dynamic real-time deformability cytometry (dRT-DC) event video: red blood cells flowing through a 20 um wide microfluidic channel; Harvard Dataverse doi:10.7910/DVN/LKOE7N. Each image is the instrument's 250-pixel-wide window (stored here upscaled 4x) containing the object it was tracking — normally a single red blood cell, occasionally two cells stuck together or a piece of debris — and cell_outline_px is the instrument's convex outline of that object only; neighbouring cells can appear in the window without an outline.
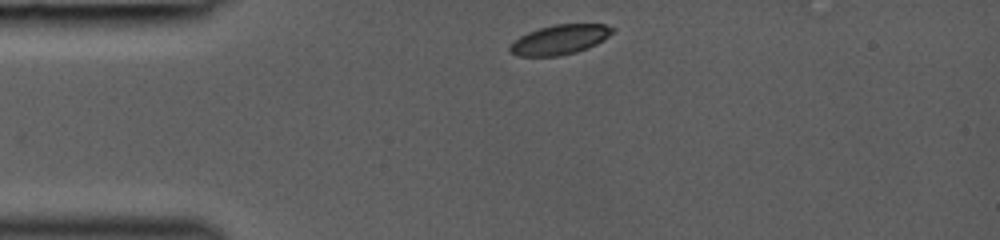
{"species": "common noctule bat (a hibernating species)", "species_latin": "Nyctalus noctula", "temperature_condition": "room temperature", "stored_images_in_passage": 31, "camera_frame_rate_fps": 3000, "um_per_image_px": 0.085, "animal": {"sex": "female", "body_mass_g": 19.0, "forearm_length_mm": 53.3}, "frame": {"image": 1, "passage_image": 1, "time_ms": 0.0, "image_size_px": [1000, 240], "cell_outline_px": [[616, 28], [604, 40], [588, 48], [576, 52], [560, 56], [516, 56], [508, 52], [508, 48], [520, 36], [528, 32], [540, 28], [556, 24], [604, 24]], "centroid_in_image_um": [47.58, 3.38], "position_along_channel_um": 37.4, "area_um2": 17.74}}
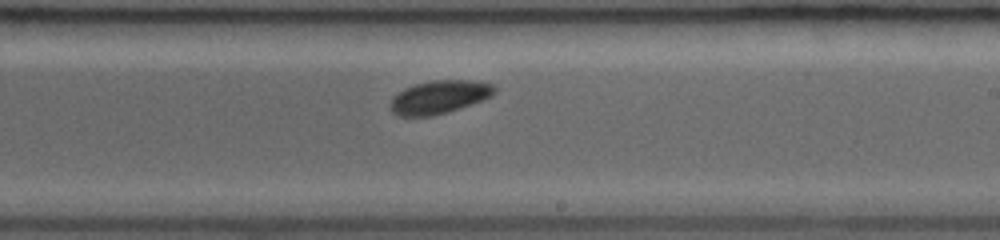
{"frame": {"image": 2, "passage_image": 18, "time_ms": 5.667, "image_size_px": [1000, 240], "cell_outline_px": [[496, 92], [492, 96], [448, 112], [432, 116], [400, 116], [392, 112], [388, 104], [392, 96], [404, 88], [416, 84], [432, 80], [472, 80], [492, 84], [496, 88]], "centroid_in_image_um": [37.3, 8.25], "position_along_channel_um": 251.7, "area_um2": 20.23}}
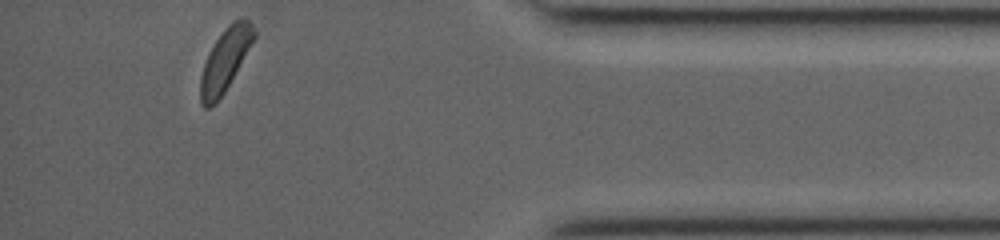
{"frame": {"image": 3, "passage_image": 31, "time_ms": 10.0, "image_size_px": [1000, 240], "cell_outline_px": [[256, 36], [224, 92], [216, 104], [208, 108], [204, 108], [200, 104], [200, 76], [204, 64], [216, 40], [228, 24], [232, 20], [240, 16], [248, 20], [252, 24], [256, 32]], "centroid_in_image_um": [19.13, 5.1], "position_along_channel_um": 416.1, "area_um2": 19.31}}